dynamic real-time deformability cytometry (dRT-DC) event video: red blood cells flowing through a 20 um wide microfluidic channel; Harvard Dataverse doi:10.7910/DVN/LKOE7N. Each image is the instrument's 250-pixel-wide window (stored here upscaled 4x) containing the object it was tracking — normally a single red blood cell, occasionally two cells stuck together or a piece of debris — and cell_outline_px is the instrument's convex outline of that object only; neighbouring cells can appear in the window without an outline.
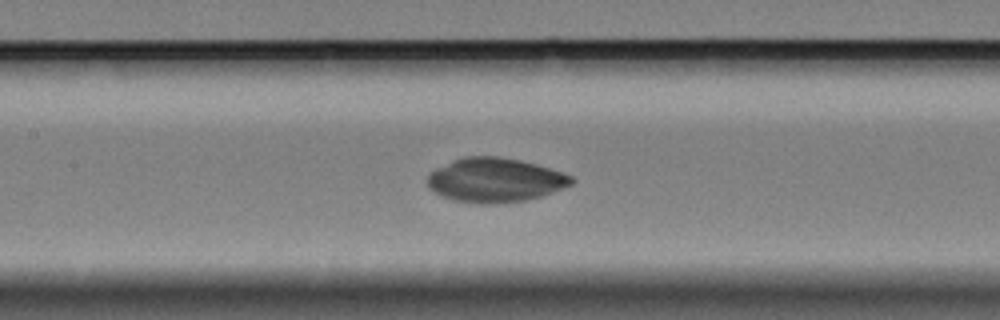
{"species": "Egyptian fruit bat (a non-hibernating species)", "species_latin": "Rousettus aegyptiacus", "temperature_condition": "cold", "stored_images_in_passage": 58, "camera_frame_rate_fps": 3000, "um_per_image_px": 0.085, "animal": {"sex": "female"}, "frame": {"image": 1, "passage_image": 27, "time_ms": 8.667, "image_size_px": [1000, 320], "cell_outline_px": [[576, 180], [572, 184], [552, 192], [540, 196], [524, 200], [488, 204], [484, 204], [452, 200], [440, 196], [432, 192], [428, 188], [428, 176], [436, 168], [464, 156], [496, 156], [520, 160], [536, 164], [572, 176]], "centroid_in_image_um": [42.05, 15.31], "position_along_channel_um": 165.4, "area_um2": 36.88}}
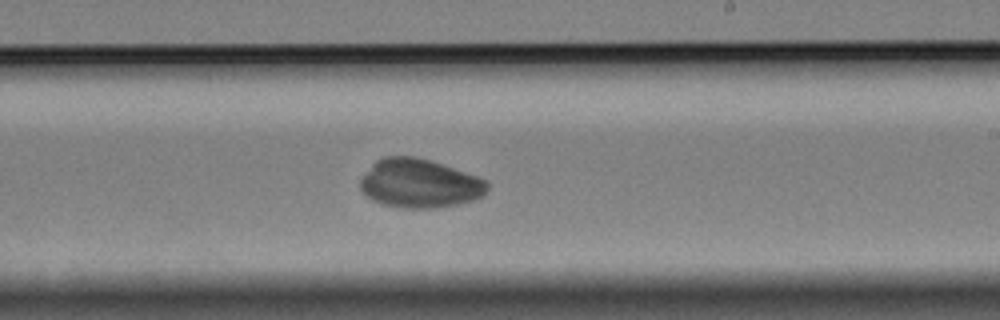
{"frame": {"image": 2, "passage_image": 35, "time_ms": 11.333, "image_size_px": [1000, 320], "cell_outline_px": [[488, 188], [484, 196], [472, 200], [456, 204], [436, 208], [404, 208], [384, 204], [372, 200], [360, 188], [360, 180], [372, 164], [376, 160], [384, 156], [412, 156], [428, 160], [488, 180]], "centroid_in_image_um": [35.66, 15.6], "position_along_channel_um": 253.3, "area_um2": 35.78}}
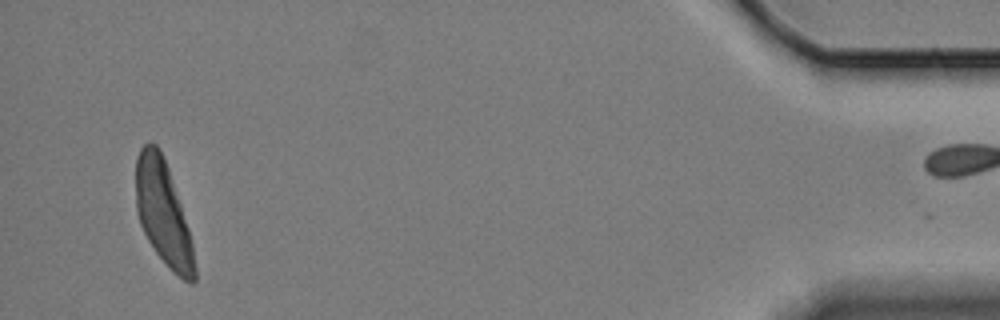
{"frame": {"image": 3, "passage_image": 57, "time_ms": 18.667, "image_size_px": [1000, 320], "cell_outline_px": [[196, 280], [192, 284], [188, 284], [172, 272], [156, 252], [148, 240], [140, 224], [136, 212], [136, 156], [140, 148], [144, 144], [152, 140], [160, 148], [168, 168], [188, 228], [192, 244], [196, 268]], "centroid_in_image_um": [13.86, 18.12], "position_along_channel_um": 421.3, "area_um2": 35.6}}